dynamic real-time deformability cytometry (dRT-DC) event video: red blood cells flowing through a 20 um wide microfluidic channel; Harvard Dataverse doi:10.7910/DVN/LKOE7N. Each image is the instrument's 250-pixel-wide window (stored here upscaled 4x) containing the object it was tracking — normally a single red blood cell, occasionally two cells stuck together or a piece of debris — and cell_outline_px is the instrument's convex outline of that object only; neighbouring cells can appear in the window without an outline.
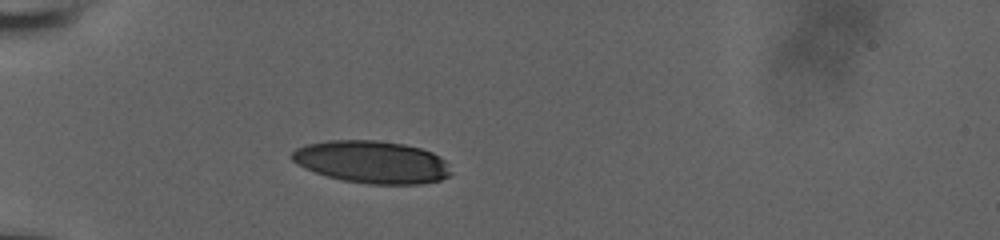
{"species": "human", "species_latin": "Homo sapiens", "temperature_condition": "room temperature", "stored_images_in_passage": 5, "camera_frame_rate_fps": 3000, "um_per_image_px": 0.085, "donor": {"sex": "male"}, "frame": {"image": 1, "passage_image": 1, "time_ms": 0.0, "image_size_px": [1000, 240], "cell_outline_px": [[452, 172], [448, 176], [440, 180], [420, 184], [368, 184], [340, 180], [304, 168], [296, 164], [292, 160], [292, 152], [296, 148], [308, 144], [328, 140], [376, 140], [404, 144], [420, 148], [432, 152], [440, 156], [444, 160]], "centroid_in_image_um": [31.61, 13.77], "position_along_channel_um": 53.4, "area_um2": 39.36}}
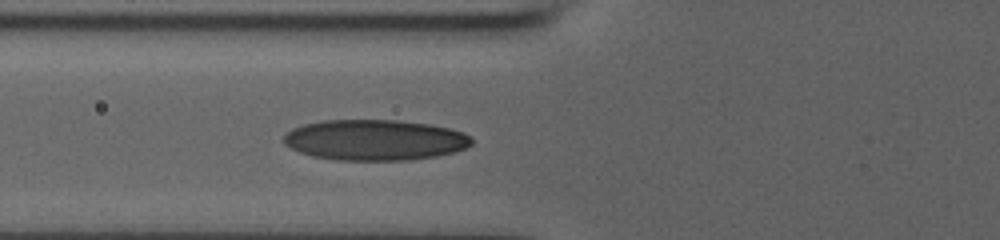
{"frame": {"image": 2, "passage_image": 5, "time_ms": 1.333, "image_size_px": [1000, 240], "cell_outline_px": [[472, 144], [456, 152], [436, 156], [408, 160], [336, 160], [312, 156], [300, 152], [284, 144], [284, 136], [292, 128], [304, 124], [324, 120], [396, 120], [428, 124], [448, 128], [464, 132], [472, 140]], "centroid_in_image_um": [31.86, 11.9], "position_along_channel_um": 93.9, "area_um2": 44.51}}